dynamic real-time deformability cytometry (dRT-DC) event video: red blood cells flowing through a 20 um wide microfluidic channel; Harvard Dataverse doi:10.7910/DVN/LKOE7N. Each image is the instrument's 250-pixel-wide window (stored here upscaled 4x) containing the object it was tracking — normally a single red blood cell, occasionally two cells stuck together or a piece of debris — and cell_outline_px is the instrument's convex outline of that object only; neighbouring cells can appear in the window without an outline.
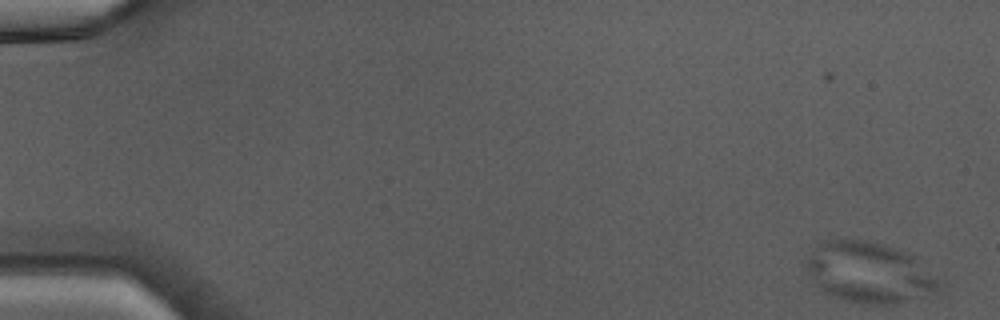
{"species": "Egyptian fruit bat (a non-hibernating species)", "species_latin": "Rousettus aegyptiacus", "temperature_condition": "warm", "stored_images_in_passage": 46, "camera_frame_rate_fps": 3000, "um_per_image_px": 0.085, "animal": {"sex": "male"}, "frame": {"image": 1, "passage_image": 1, "time_ms": 0.0, "image_size_px": [1000, 320], "cell_outline_px": [[940, 284], [932, 292], [896, 304], [864, 304], [832, 296], [820, 292], [816, 288], [804, 264], [808, 256], [820, 240], [868, 240], [896, 248], [912, 256]], "centroid_in_image_um": [73.73, 23.16], "position_along_channel_um": 11.3, "area_um2": 46.24}}
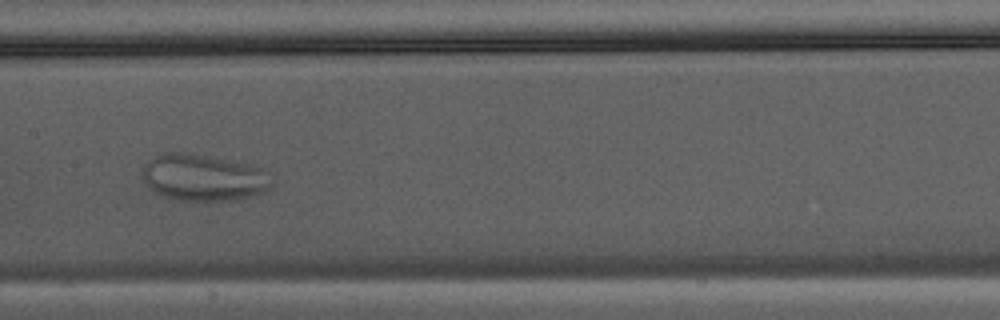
{"frame": {"image": 2, "passage_image": 24, "time_ms": 7.667, "image_size_px": [1000, 320], "cell_outline_px": [[272, 188], [264, 192], [236, 200], [180, 200], [164, 196], [156, 192], [144, 180], [144, 168], [148, 160], [164, 152], [184, 152], [228, 160], [248, 164], [260, 168], [268, 172], [272, 184]], "centroid_in_image_um": [17.33, 15.09], "position_along_channel_um": 190.1, "area_um2": 34.68}}
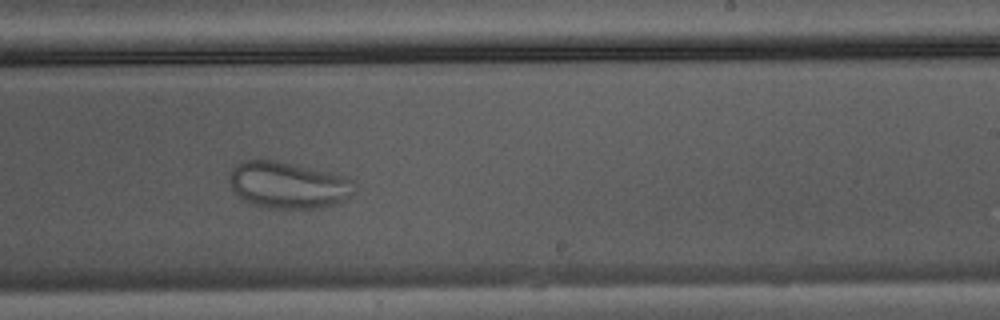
{"frame": {"image": 3, "passage_image": 29, "time_ms": 9.333, "image_size_px": [1000, 320], "cell_outline_px": [[356, 192], [348, 200], [320, 208], [272, 208], [248, 204], [232, 188], [228, 180], [228, 176], [232, 168], [240, 160], [276, 160], [340, 176], [352, 180], [356, 188]], "centroid_in_image_um": [24.47, 15.75], "position_along_channel_um": 264.5, "area_um2": 33.93}}